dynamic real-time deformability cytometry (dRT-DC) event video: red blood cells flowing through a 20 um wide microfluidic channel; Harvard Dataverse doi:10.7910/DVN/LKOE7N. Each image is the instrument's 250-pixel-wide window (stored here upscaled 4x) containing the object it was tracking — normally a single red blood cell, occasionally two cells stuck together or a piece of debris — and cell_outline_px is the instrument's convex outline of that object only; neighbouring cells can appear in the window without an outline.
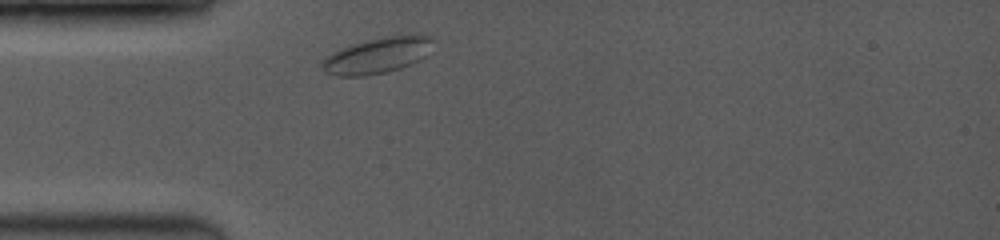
{"species": "common noctule bat (a hibernating species)", "species_latin": "Nyctalus noctula", "temperature_condition": "room temperature", "stored_images_in_passage": 8, "camera_frame_rate_fps": 3500, "um_per_image_px": 0.085, "animal": {"sex": "female", "body_mass_g": 19.0, "forearm_length_mm": 53.3}, "frame": {"image": 1, "passage_image": 1, "time_ms": 0.0, "image_size_px": [1000, 240], "cell_outline_px": [[436, 40], [424, 56], [420, 60], [400, 68], [384, 72], [364, 76], [340, 76], [324, 72], [320, 64], [324, 56], [340, 48], [364, 40], [404, 32], [420, 32], [432, 36]], "centroid_in_image_um": [32.12, 4.64], "position_along_channel_um": 52.9, "area_um2": 24.04}}
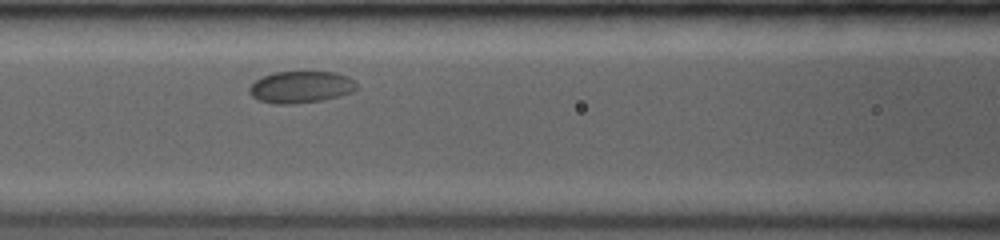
{"frame": {"image": 2, "passage_image": 6, "time_ms": 2.571, "image_size_px": [1000, 240], "cell_outline_px": [[356, 88], [352, 92], [324, 100], [296, 104], [272, 104], [260, 100], [252, 96], [248, 92], [248, 88], [256, 80], [264, 76], [276, 72], [336, 72], [348, 76], [356, 80]], "centroid_in_image_um": [25.59, 7.4], "position_along_channel_um": 141.0, "area_um2": 20.0}}
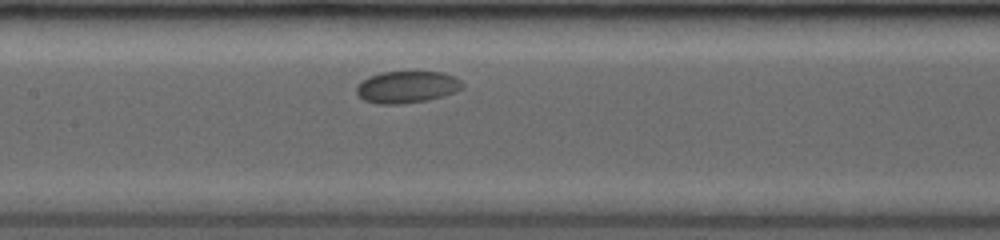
{"frame": {"image": 3, "passage_image": 8, "time_ms": 3.429, "image_size_px": [1000, 240], "cell_outline_px": [[464, 88], [456, 92], [428, 100], [400, 104], [380, 104], [364, 100], [356, 92], [356, 84], [368, 76], [380, 72], [444, 72], [456, 76], [464, 84]], "centroid_in_image_um": [34.61, 7.39], "position_along_channel_um": 172.8, "area_um2": 19.94}}